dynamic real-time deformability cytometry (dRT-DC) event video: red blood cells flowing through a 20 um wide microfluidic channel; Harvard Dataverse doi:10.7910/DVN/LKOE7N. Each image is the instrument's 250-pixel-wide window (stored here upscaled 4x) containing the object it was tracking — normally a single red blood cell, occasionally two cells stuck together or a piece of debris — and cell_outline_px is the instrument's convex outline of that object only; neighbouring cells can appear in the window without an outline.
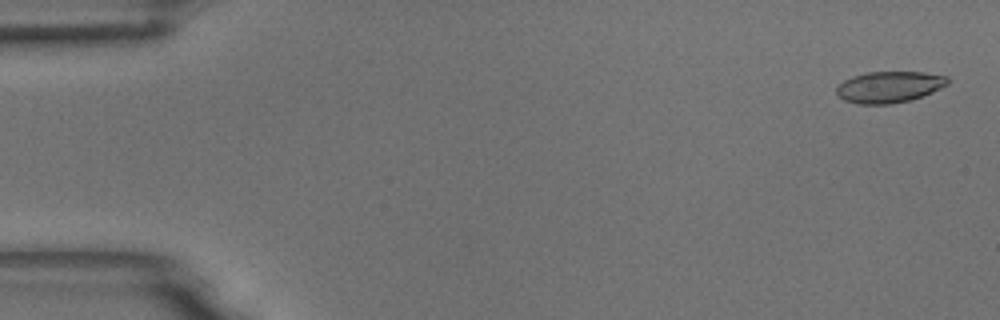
{"species": "common noctule bat (a hibernating species)", "species_latin": "Nyctalus noctula", "temperature_condition": "room temperature", "stored_images_in_passage": 15, "camera_frame_rate_fps": 3000, "um_per_image_px": 0.085, "animal": {"sex": "male", "body_mass_g": 18.8}, "frame": {"image": 1, "passage_image": 1, "time_ms": 0.0, "image_size_px": [1000, 320], "cell_outline_px": [[948, 84], [932, 92], [912, 100], [892, 104], [860, 104], [844, 100], [836, 92], [836, 88], [844, 80], [852, 76], [868, 72], [924, 72], [948, 76]], "centroid_in_image_um": [75.6, 7.39], "position_along_channel_um": 9.4, "area_um2": 20.29}}
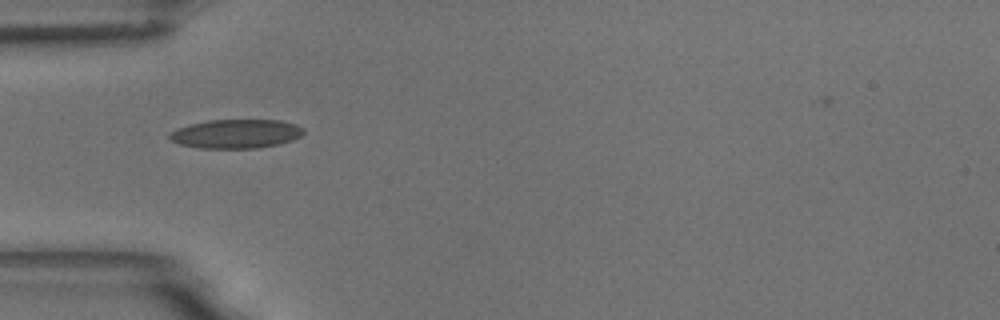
{"frame": {"image": 2, "passage_image": 5, "time_ms": 1.333, "image_size_px": [1000, 320], "cell_outline_px": [[304, 132], [300, 136], [292, 140], [280, 144], [256, 148], [200, 148], [180, 144], [172, 140], [168, 136], [168, 132], [176, 128], [208, 120], [280, 120], [296, 124], [304, 128]], "centroid_in_image_um": [20.07, 11.37], "position_along_channel_um": 64.9, "area_um2": 22.66}}
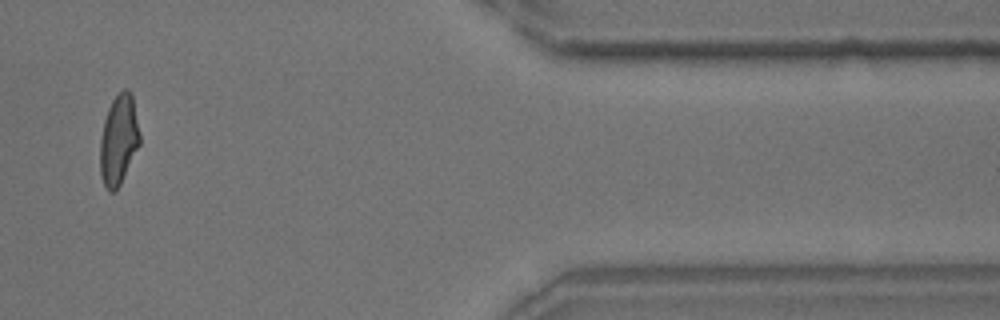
{"frame": {"image": 3, "passage_image": 13, "time_ms": 4.0, "image_size_px": [1000, 320], "cell_outline_px": [[140, 144], [116, 192], [108, 192], [100, 176], [100, 140], [104, 120], [108, 108], [112, 100], [124, 88], [128, 88], [132, 92], [140, 132]], "centroid_in_image_um": [10.09, 11.88], "position_along_channel_um": 401.3, "area_um2": 21.04}}